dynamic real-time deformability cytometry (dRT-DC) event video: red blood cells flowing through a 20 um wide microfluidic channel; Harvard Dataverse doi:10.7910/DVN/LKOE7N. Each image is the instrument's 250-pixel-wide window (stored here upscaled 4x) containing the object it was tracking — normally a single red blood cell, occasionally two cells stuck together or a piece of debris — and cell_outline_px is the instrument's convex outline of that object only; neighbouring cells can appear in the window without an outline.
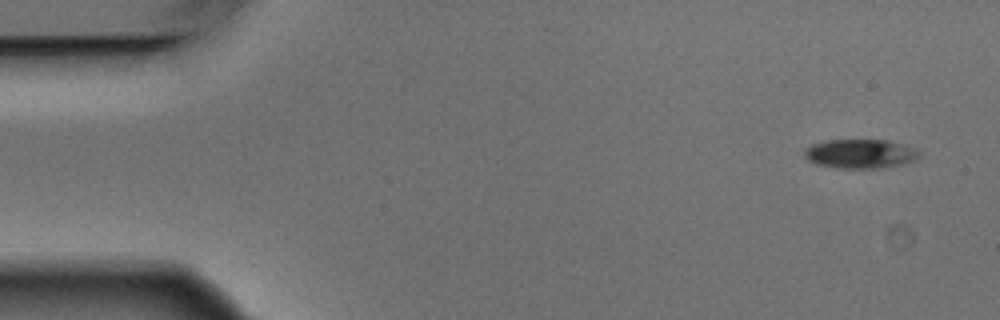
{"species": "Egyptian fruit bat (a non-hibernating species)", "species_latin": "Rousettus aegyptiacus", "temperature_condition": "warm", "stored_images_in_passage": 6, "camera_frame_rate_fps": 3000, "um_per_image_px": 0.085, "animal": {"sex": "male"}, "frame": {"image": 1, "passage_image": 1, "time_ms": 0.0, "image_size_px": [1000, 320], "cell_outline_px": [[920, 156], [912, 160], [900, 164], [880, 168], [840, 168], [816, 164], [808, 160], [804, 156], [804, 152], [812, 144], [828, 140], [888, 140], [916, 148], [920, 152]], "centroid_in_image_um": [73.12, 13.06], "position_along_channel_um": 11.9, "area_um2": 19.31}}
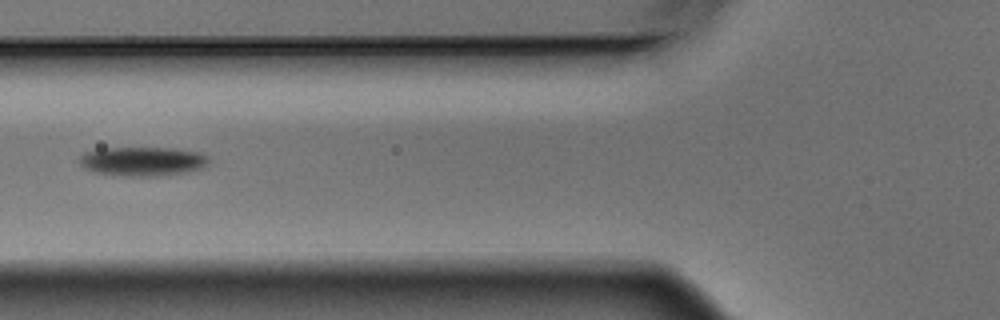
{"frame": {"image": 2, "passage_image": 6, "time_ms": 1.667, "image_size_px": [1000, 320], "cell_outline_px": [[208, 160], [200, 168], [184, 172], [164, 176], [124, 176], [96, 172], [84, 168], [76, 160], [84, 152], [100, 148], [172, 148], [200, 152], [208, 156]], "centroid_in_image_um": [12.06, 13.71], "position_along_channel_um": 113.7, "area_um2": 21.96}}